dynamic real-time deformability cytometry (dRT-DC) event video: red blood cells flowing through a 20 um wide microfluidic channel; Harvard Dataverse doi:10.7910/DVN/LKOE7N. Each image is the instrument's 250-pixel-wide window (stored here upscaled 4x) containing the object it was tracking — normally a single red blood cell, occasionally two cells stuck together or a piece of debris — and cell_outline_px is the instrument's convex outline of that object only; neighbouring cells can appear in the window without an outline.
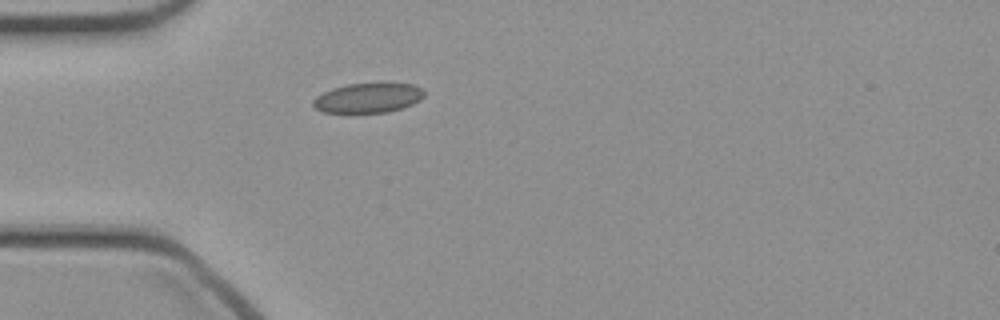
{"species": "common noctule bat (a hibernating species)", "species_latin": "Nyctalus noctula", "temperature_condition": "cold", "stored_images_in_passage": 35, "camera_frame_rate_fps": 3000, "um_per_image_px": 0.085, "animal": {"sex": "female", "body_mass_g": 21.9}, "frame": {"image": 1, "passage_image": 1, "time_ms": 0.0, "image_size_px": [1000, 320], "cell_outline_px": [[424, 96], [420, 100], [412, 104], [388, 112], [324, 112], [316, 108], [312, 104], [312, 100], [316, 96], [332, 88], [348, 84], [384, 80], [412, 84], [420, 88], [424, 92]], "centroid_in_image_um": [31.32, 8.26], "position_along_channel_um": 53.7, "area_um2": 19.77}}
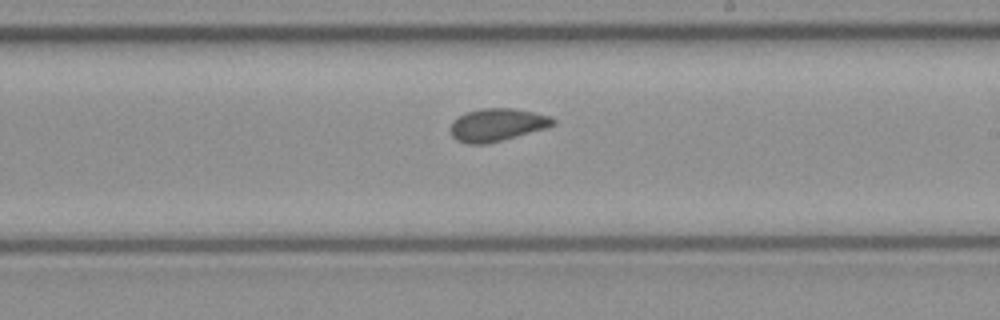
{"frame": {"image": 2, "passage_image": 15, "time_ms": 4.667, "image_size_px": [1000, 320], "cell_outline_px": [[556, 124], [544, 128], [504, 140], [488, 144], [468, 144], [456, 140], [452, 136], [448, 128], [452, 120], [468, 112], [480, 108], [512, 108], [532, 112], [548, 116], [556, 120]], "centroid_in_image_um": [42.2, 10.62], "position_along_channel_um": 246.8, "area_um2": 19.59}}
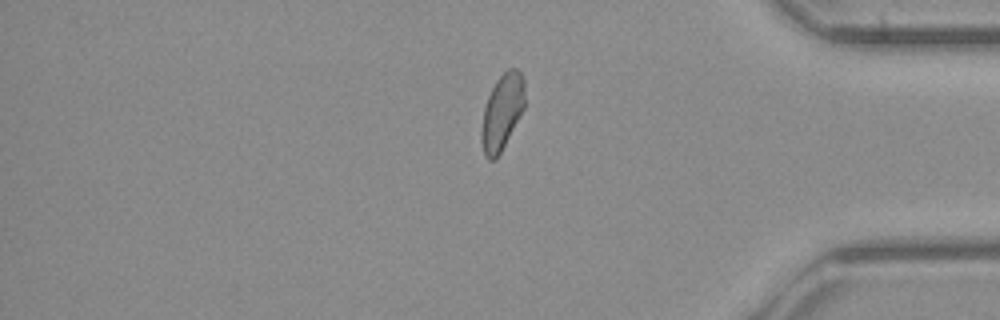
{"frame": {"image": 3, "passage_image": 27, "time_ms": 8.667, "image_size_px": [1000, 320], "cell_outline_px": [[524, 108], [496, 160], [488, 160], [484, 156], [480, 140], [480, 132], [484, 108], [488, 96], [496, 80], [508, 68], [516, 68], [524, 76]], "centroid_in_image_um": [42.65, 9.53], "position_along_channel_um": 392.5, "area_um2": 19.19}}